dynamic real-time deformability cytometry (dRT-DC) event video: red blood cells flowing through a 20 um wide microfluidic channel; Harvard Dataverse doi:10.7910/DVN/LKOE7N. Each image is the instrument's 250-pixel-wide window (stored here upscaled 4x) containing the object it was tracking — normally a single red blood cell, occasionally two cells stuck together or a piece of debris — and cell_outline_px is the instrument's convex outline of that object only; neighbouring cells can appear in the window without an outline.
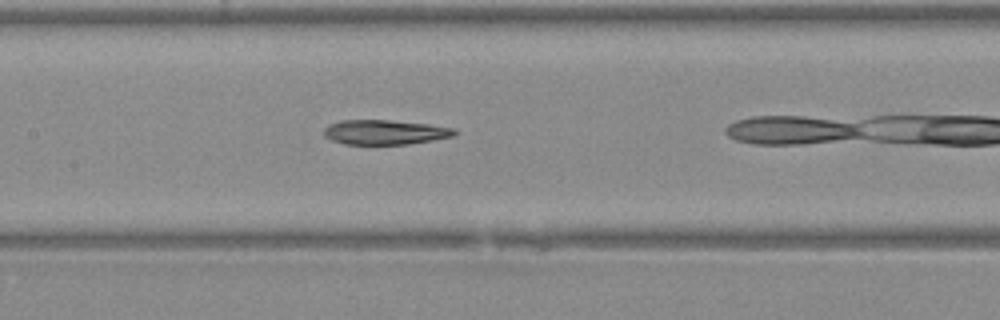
{"species": "Egyptian fruit bat (a non-hibernating species)", "species_latin": "Rousettus aegyptiacus", "temperature_condition": "warm", "stored_images_in_passage": 34, "camera_frame_rate_fps": 3000, "um_per_image_px": 0.085, "animal": {"sex": "female"}, "frame": {"image": 1, "passage_image": 20, "time_ms": 6.333, "image_size_px": [1000, 320], "cell_outline_px": [[460, 132], [456, 136], [408, 144], [344, 144], [332, 140], [324, 136], [324, 128], [328, 124], [340, 120], [388, 120], [428, 124], [456, 128]], "centroid_in_image_um": [32.75, 11.23], "position_along_channel_um": 174.6, "area_um2": 18.96}}
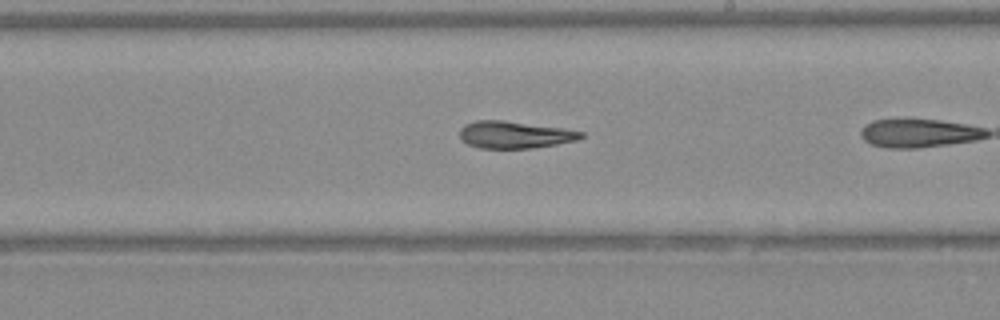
{"frame": {"image": 2, "passage_image": 25, "time_ms": 8.0, "image_size_px": [1000, 320], "cell_outline_px": [[584, 136], [576, 140], [556, 144], [532, 148], [480, 148], [468, 144], [460, 140], [460, 128], [464, 124], [476, 120], [504, 120], [560, 128], [584, 132]], "centroid_in_image_um": [43.69, 11.45], "position_along_channel_um": 245.3, "area_um2": 19.07}}